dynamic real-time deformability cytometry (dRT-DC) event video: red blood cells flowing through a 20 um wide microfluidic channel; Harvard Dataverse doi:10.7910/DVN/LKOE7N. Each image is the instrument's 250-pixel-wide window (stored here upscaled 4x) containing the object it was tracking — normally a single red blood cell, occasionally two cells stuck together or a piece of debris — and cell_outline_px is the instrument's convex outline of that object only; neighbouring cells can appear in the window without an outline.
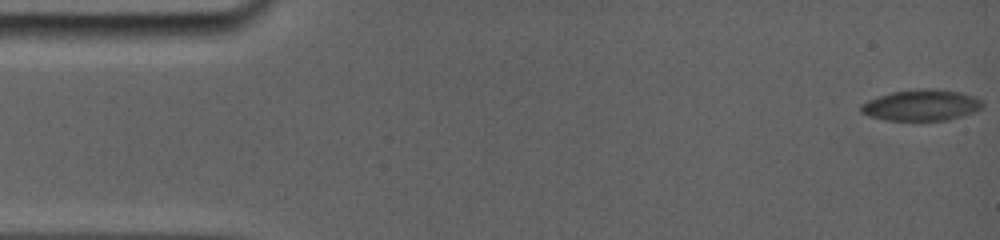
{"species": "common noctule bat (a hibernating species)", "species_latin": "Nyctalus noctula", "temperature_condition": "room temperature", "stored_images_in_passage": 50, "camera_frame_rate_fps": 5000, "um_per_image_px": 0.085, "animal": {"sex": "female", "body_mass_g": 19.0, "forearm_length_mm": 56.7}, "frame": {"image": 1, "passage_image": 1, "time_ms": 0.0, "image_size_px": [1000, 240], "cell_outline_px": [[984, 104], [980, 108], [956, 116], [940, 120], [892, 120], [872, 116], [864, 112], [860, 108], [860, 104], [868, 100], [892, 92], [916, 88], [936, 88], [964, 92], [980, 100]], "centroid_in_image_um": [78.3, 8.89], "position_along_channel_um": 6.7, "area_um2": 21.44}}
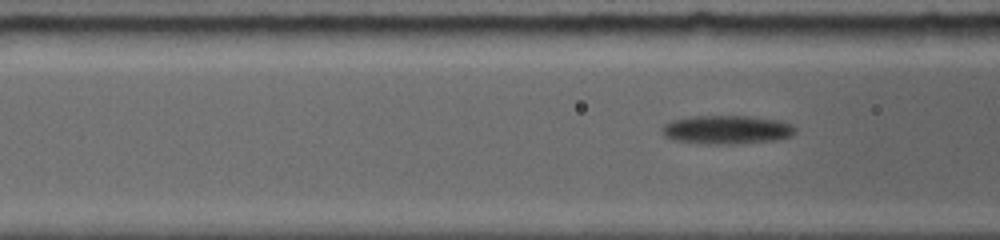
{"frame": {"image": 2, "passage_image": 35, "time_ms": 6.4, "image_size_px": [1000, 240], "cell_outline_px": [[792, 132], [788, 136], [772, 140], [680, 140], [668, 136], [664, 132], [664, 124], [676, 120], [696, 116], [748, 116], [776, 120], [788, 124], [792, 128]], "centroid_in_image_um": [61.79, 10.93], "position_along_channel_um": 104.8, "area_um2": 19.42}}
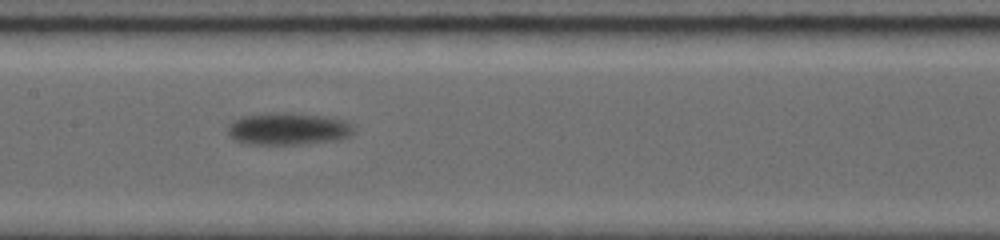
{"frame": {"image": 3, "passage_image": 49, "time_ms": 8.6, "image_size_px": [1000, 240], "cell_outline_px": [[348, 132], [344, 136], [324, 140], [292, 144], [276, 144], [236, 140], [228, 132], [232, 124], [236, 120], [244, 116], [284, 112], [288, 112], [320, 116], [340, 120], [348, 124]], "centroid_in_image_um": [24.39, 10.92], "position_along_channel_um": 183.0, "area_um2": 21.5}}